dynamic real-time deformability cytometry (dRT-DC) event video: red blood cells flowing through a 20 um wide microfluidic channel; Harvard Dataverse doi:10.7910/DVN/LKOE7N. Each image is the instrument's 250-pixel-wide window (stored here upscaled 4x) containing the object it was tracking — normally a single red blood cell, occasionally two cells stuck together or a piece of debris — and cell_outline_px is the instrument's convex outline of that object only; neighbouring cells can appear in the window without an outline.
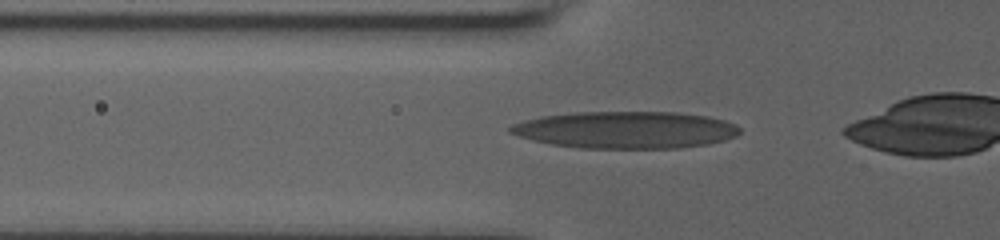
{"species": "human", "species_latin": "Homo sapiens", "temperature_condition": "room temperature", "stored_images_in_passage": 43, "camera_frame_rate_fps": 3000, "um_per_image_px": 0.085, "donor": {"sex": "male"}, "frame": {"image": 1, "passage_image": 13, "time_ms": 4.0, "image_size_px": [1000, 240], "cell_outline_px": [[740, 132], [736, 136], [724, 140], [708, 144], [680, 148], [580, 148], [552, 144], [532, 140], [508, 132], [508, 128], [512, 124], [524, 120], [540, 116], [576, 112], [676, 112], [708, 116], [724, 120], [736, 124], [740, 128]], "centroid_in_image_um": [53.19, 11.04], "position_along_channel_um": 72.6, "area_um2": 49.71}}
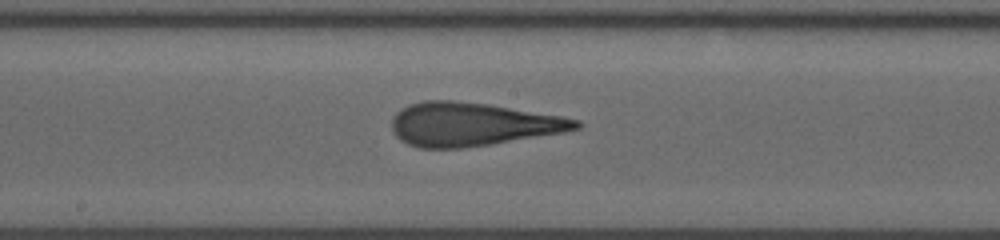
{"frame": {"image": 2, "passage_image": 24, "time_ms": 7.667, "image_size_px": [1000, 240], "cell_outline_px": [[584, 124], [580, 128], [564, 132], [488, 144], [460, 148], [420, 148], [408, 144], [400, 140], [392, 132], [392, 120], [396, 112], [412, 104], [424, 100], [452, 100], [488, 104], [560, 116], [580, 120]], "centroid_in_image_um": [40.13, 10.56], "position_along_channel_um": 208.1, "area_um2": 46.24}}
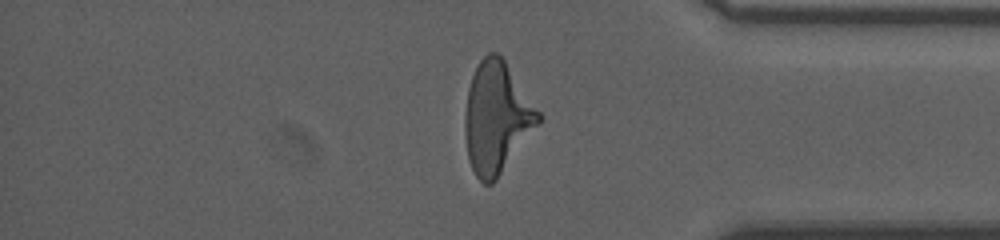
{"frame": {"image": 3, "passage_image": 40, "time_ms": 13.0, "image_size_px": [1000, 240], "cell_outline_px": [[544, 116], [540, 124], [496, 180], [492, 184], [484, 184], [476, 176], [468, 160], [464, 132], [464, 116], [468, 88], [472, 76], [480, 60], [488, 52], [496, 52], [504, 60]], "centroid_in_image_um": [42.23, 10.02], "position_along_channel_um": 393.0, "area_um2": 47.86}, "authors_computed_cell_mechanics": {"area_um2": 47.0492, "velocity_mm_per_s": 3.7293, "shape_relaxation_time_tau1_ms": 6.9948, "shape_relaxation_time_tau2_ms": 1.3126, "deformation_change_tau1": 0.2626, "deformation_change_tau2": 0.128}}